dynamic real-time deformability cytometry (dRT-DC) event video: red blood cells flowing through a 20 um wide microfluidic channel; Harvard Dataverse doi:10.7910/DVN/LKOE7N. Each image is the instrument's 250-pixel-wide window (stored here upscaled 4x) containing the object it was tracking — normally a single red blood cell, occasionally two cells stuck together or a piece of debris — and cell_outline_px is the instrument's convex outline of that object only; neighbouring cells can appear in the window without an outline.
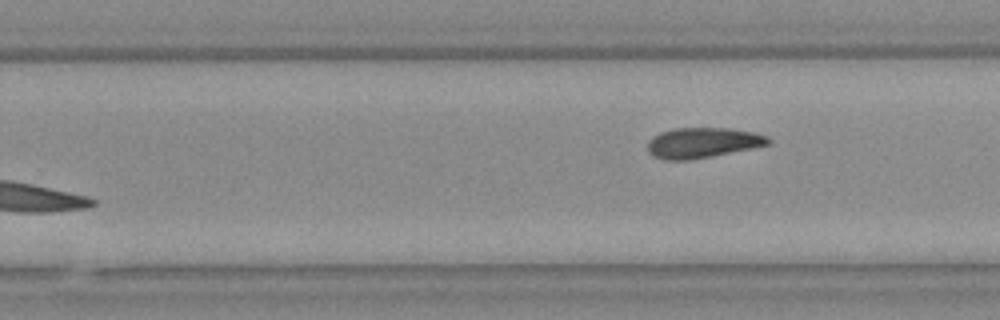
{"species": "Egyptian fruit bat (a non-hibernating species)", "species_latin": "Rousettus aegyptiacus", "temperature_condition": "warm", "stored_images_in_passage": 13, "camera_frame_rate_fps": 3000, "um_per_image_px": 0.085, "animal": {"sex": "female"}, "frame": {"image": 1, "passage_image": 13, "time_ms": 4.0, "image_size_px": [1000, 320], "cell_outline_px": [[772, 140], [768, 144], [712, 156], [692, 160], [664, 160], [652, 156], [648, 152], [648, 140], [652, 136], [660, 132], [672, 128], [728, 128], [756, 132], [768, 136]], "centroid_in_image_um": [59.68, 12.13], "position_along_channel_um": 270.1, "area_um2": 21.44}}